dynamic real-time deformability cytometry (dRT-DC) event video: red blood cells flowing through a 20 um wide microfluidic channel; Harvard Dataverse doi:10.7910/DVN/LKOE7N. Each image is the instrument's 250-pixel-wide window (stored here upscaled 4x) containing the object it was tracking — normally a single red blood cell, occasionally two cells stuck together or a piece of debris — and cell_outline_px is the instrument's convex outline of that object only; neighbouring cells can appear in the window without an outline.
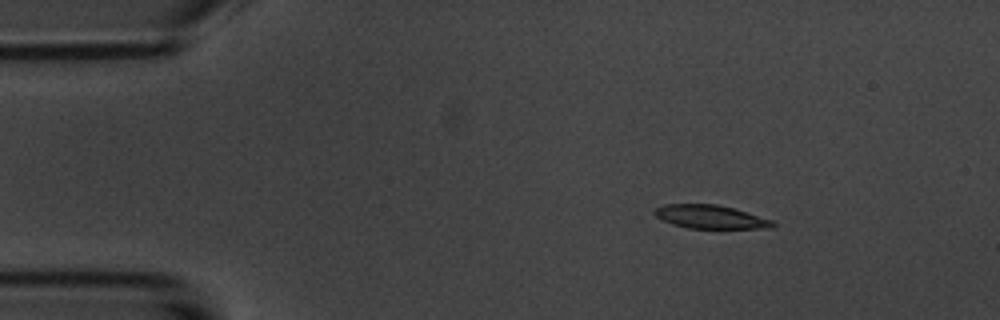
{"species": "common noctule bat (a hibernating species)", "species_latin": "Nyctalus noctula", "temperature_condition": "room temperature", "stored_images_in_passage": 4, "camera_frame_rate_fps": 3000, "um_per_image_px": 0.085, "animal": {"sex": "male", "body_mass_g": 20.1, "forearm_length_mm": 53.5}, "frame": {"image": 1, "passage_image": 2, "time_ms": 1.333, "image_size_px": [1000, 320], "cell_outline_px": [[776, 228], [688, 228], [672, 224], [656, 216], [652, 212], [656, 208], [664, 204], [716, 204], [732, 208], [772, 220], [776, 224]], "centroid_in_image_um": [60.38, 18.43], "position_along_channel_um": 24.6, "area_um2": 16.01}}